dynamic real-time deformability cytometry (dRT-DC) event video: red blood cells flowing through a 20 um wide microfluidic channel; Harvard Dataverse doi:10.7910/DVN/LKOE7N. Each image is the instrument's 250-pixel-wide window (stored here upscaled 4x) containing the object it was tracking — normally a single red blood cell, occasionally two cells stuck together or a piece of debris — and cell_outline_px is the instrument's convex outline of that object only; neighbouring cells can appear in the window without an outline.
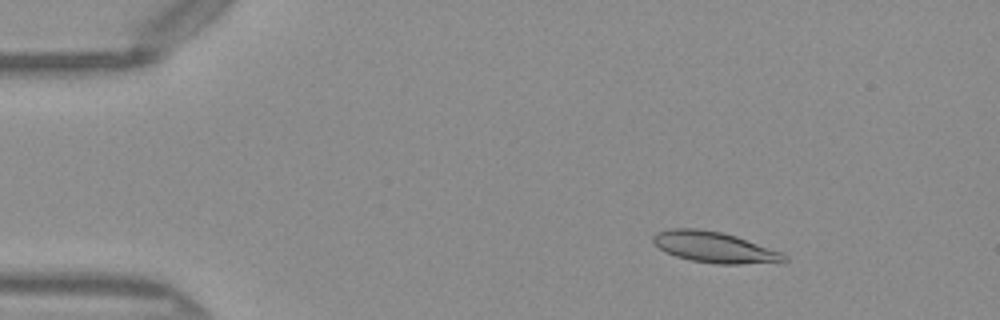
{"species": "Egyptian fruit bat (a non-hibernating species)", "species_latin": "Rousettus aegyptiacus", "temperature_condition": "warm", "stored_images_in_passage": 45, "camera_frame_rate_fps": 3000, "um_per_image_px": 0.085, "frame": {"image": 1, "passage_image": 2, "time_ms": 0.333, "image_size_px": [1000, 320], "cell_outline_px": [[788, 260], [740, 264], [716, 264], [692, 260], [676, 256], [664, 252], [652, 240], [652, 236], [656, 232], [668, 228], [700, 228], [724, 232], [784, 252], [788, 256]], "centroid_in_image_um": [60.7, 20.99], "position_along_channel_um": 24.3, "area_um2": 23.7}}
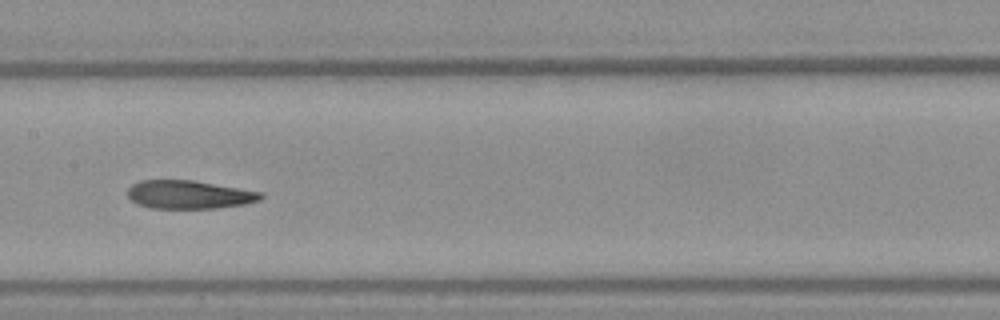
{"frame": {"image": 2, "passage_image": 20, "time_ms": 6.333, "image_size_px": [1000, 320], "cell_outline_px": [[264, 196], [260, 200], [244, 204], [216, 208], [148, 208], [136, 204], [128, 196], [128, 188], [132, 184], [140, 180], [192, 180], [264, 192]], "centroid_in_image_um": [16.07, 16.54], "position_along_channel_um": 191.3, "area_um2": 22.08}}
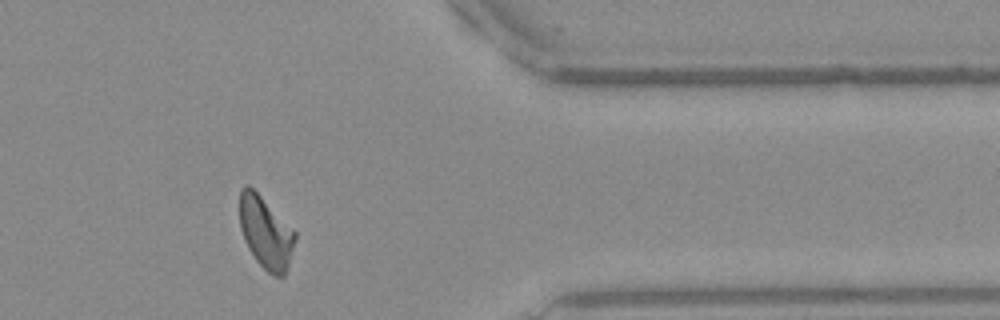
{"frame": {"image": 3, "passage_image": 36, "time_ms": 11.667, "image_size_px": [1000, 320], "cell_outline_px": [[296, 240], [288, 268], [284, 276], [272, 276], [256, 260], [248, 248], [244, 240], [240, 228], [240, 188], [248, 184], [296, 232]], "centroid_in_image_um": [22.59, 19.8], "position_along_channel_um": 388.8, "area_um2": 23.06}, "authors_computed_cell_mechanics": {"area_um2": 23.0622, "velocity_mm_per_s": 4.0489, "shape_relaxation_time_tau1_ms": null, "shape_relaxation_time_tau2_ms": 2.4887, "deformation_change_tau1": null, "deformation_change_tau2": 0.1018}}